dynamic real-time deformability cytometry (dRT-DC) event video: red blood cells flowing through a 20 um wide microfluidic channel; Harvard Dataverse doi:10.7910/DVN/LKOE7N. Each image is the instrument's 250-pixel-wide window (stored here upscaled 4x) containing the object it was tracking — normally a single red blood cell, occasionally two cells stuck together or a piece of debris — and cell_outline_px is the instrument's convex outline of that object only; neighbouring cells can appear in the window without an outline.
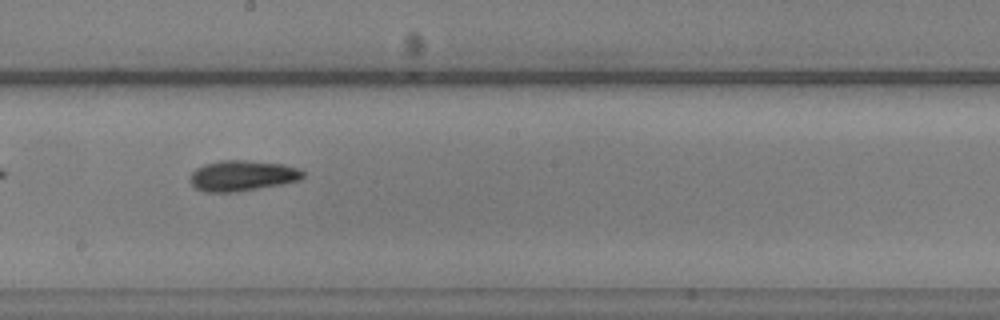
{"species": "common noctule bat (a hibernating species)", "species_latin": "Nyctalus noctula", "temperature_condition": "warm", "stored_images_in_passage": 30, "camera_frame_rate_fps": 3000, "um_per_image_px": 0.085, "animal": {"sex": "male", "body_mass_g": 20.5, "forearm_length_mm": 52.5}, "frame": {"image": 1, "passage_image": 13, "time_ms": 4.0, "image_size_px": [1000, 320], "cell_outline_px": [[304, 176], [300, 180], [280, 184], [236, 192], [204, 192], [196, 188], [192, 184], [192, 172], [196, 168], [204, 164], [220, 160], [244, 160], [284, 164], [300, 168], [304, 172]], "centroid_in_image_um": [20.62, 14.92], "position_along_channel_um": 227.6, "area_um2": 20.06}, "authors_computed_cell_mechanics": {"area_um2": 18.9295, "velocity_mm_per_s": 3.8971, "shape_relaxation_time_tau1_ms": 4.9825, "shape_relaxation_time_tau2_ms": 2.9263, "deformation_change_tau1": 0.1683, "deformation_change_tau2": 0.0817}}